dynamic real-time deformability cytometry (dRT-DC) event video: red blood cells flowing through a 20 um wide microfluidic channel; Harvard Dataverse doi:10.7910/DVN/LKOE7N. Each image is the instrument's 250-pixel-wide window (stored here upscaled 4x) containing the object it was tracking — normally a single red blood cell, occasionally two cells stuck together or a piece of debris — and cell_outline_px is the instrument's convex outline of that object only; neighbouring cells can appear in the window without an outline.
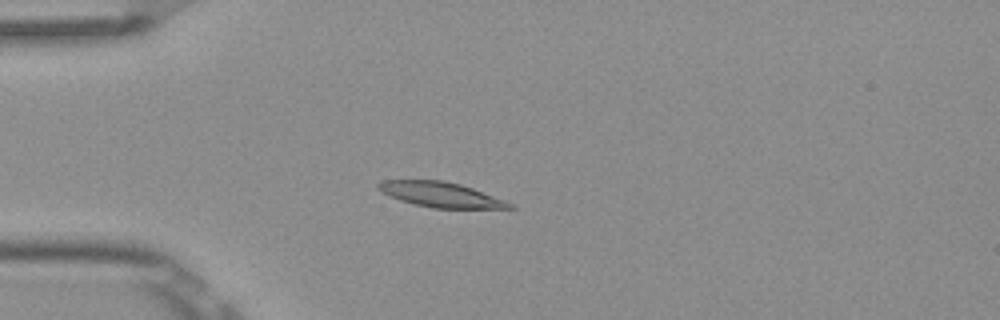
{"species": "Egyptian fruit bat (a non-hibernating species)", "species_latin": "Rousettus aegyptiacus", "temperature_condition": "room temperature", "stored_images_in_passage": 5, "camera_frame_rate_fps": 3000, "um_per_image_px": 0.085, "frame": {"image": 1, "passage_image": 4, "time_ms": 1.0, "image_size_px": [1000, 320], "cell_outline_px": [[516, 208], [432, 208], [400, 200], [376, 188], [376, 184], [384, 180], [444, 180], [460, 184], [472, 188], [516, 204]], "centroid_in_image_um": [37.51, 16.54], "position_along_channel_um": 47.5, "area_um2": 19.02}}